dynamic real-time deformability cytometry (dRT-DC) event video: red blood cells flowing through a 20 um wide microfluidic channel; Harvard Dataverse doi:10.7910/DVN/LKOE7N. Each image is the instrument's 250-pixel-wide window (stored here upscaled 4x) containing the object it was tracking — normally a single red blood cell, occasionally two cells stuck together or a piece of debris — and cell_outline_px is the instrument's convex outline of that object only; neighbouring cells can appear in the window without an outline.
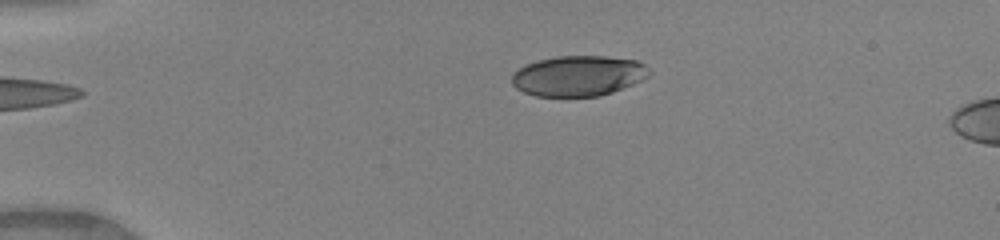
{"species": "human", "species_latin": "Homo sapiens", "temperature_condition": "warm", "stored_images_in_passage": 6, "camera_frame_rate_fps": 3000, "um_per_image_px": 0.085, "donor": {"sex": "female"}, "frame": {"image": 1, "passage_image": 1, "time_ms": 0.0, "image_size_px": [1000, 240], "cell_outline_px": [[652, 72], [648, 76], [632, 84], [612, 92], [600, 96], [536, 96], [524, 92], [516, 88], [512, 84], [512, 72], [528, 64], [540, 60], [556, 56], [604, 56], [636, 60], [644, 64]], "centroid_in_image_um": [49.16, 6.44], "position_along_channel_um": 35.8, "area_um2": 32.19}}